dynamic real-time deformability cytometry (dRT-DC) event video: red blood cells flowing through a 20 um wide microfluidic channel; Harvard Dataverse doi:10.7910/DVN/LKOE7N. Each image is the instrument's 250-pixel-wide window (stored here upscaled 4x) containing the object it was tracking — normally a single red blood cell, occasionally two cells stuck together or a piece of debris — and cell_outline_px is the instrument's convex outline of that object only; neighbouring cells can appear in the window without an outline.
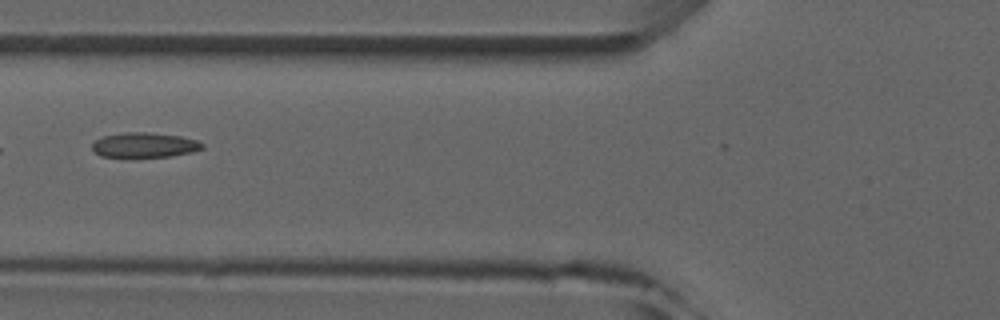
{"species": "common noctule bat (a hibernating species)", "species_latin": "Nyctalus noctula", "temperature_condition": "room temperature", "stored_images_in_passage": 5, "camera_frame_rate_fps": 3000, "um_per_image_px": 0.085, "animal": {"sex": "male", "forearm_length_mm": 52.5}, "frame": {"image": 1, "passage_image": 5, "time_ms": 4.333, "image_size_px": [1000, 320], "cell_outline_px": [[204, 148], [192, 152], [172, 156], [100, 156], [92, 148], [92, 144], [96, 140], [104, 136], [124, 132], [148, 132], [180, 136], [196, 140], [204, 144]], "centroid_in_image_um": [12.31, 12.31], "position_along_channel_um": 113.5, "area_um2": 15.72}}